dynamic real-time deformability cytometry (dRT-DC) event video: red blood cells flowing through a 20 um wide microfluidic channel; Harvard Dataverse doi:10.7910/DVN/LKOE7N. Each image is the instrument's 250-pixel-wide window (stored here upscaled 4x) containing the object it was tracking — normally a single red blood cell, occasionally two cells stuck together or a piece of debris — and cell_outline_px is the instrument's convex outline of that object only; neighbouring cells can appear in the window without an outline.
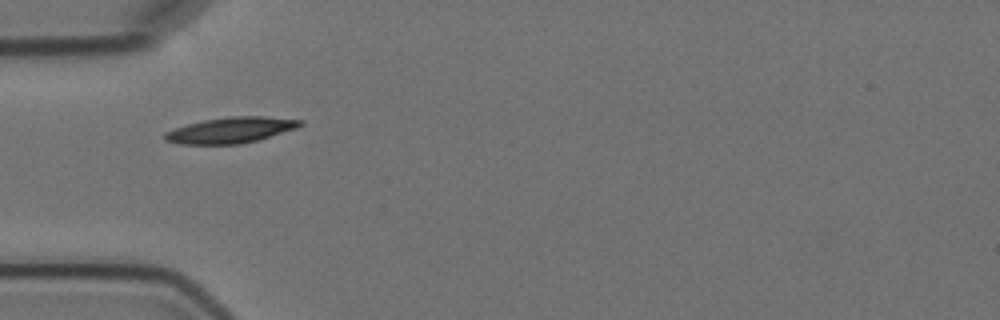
{"species": "Egyptian fruit bat (a non-hibernating species)", "species_latin": "Rousettus aegyptiacus", "temperature_condition": "cold", "stored_images_in_passage": 4, "camera_frame_rate_fps": 3000, "um_per_image_px": 0.085, "animal": {"sex": "female"}, "frame": {"image": 1, "passage_image": 1, "time_ms": 0.0, "image_size_px": [1000, 320], "cell_outline_px": [[304, 124], [296, 128], [256, 140], [240, 144], [180, 144], [164, 140], [164, 132], [188, 124], [204, 120], [228, 116], [264, 116], [304, 120]], "centroid_in_image_um": [19.62, 11.05], "position_along_channel_um": 65.4, "area_um2": 20.23}}
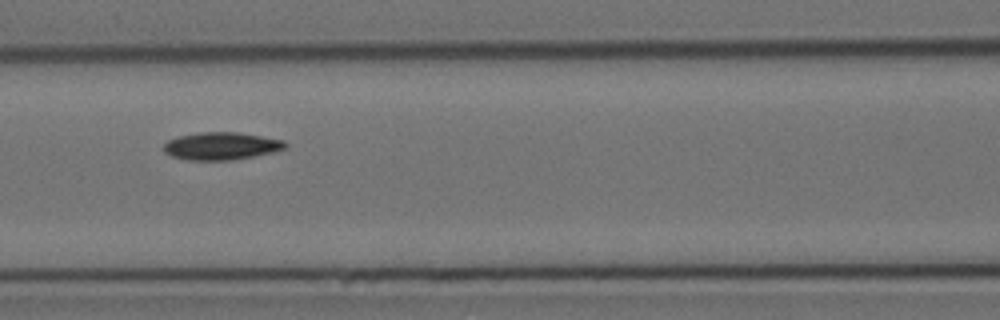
{"frame": {"image": 2, "passage_image": 3, "time_ms": 2.333, "image_size_px": [1000, 320], "cell_outline_px": [[288, 148], [272, 152], [232, 160], [188, 160], [172, 156], [164, 152], [164, 144], [168, 140], [180, 136], [200, 132], [236, 132], [284, 140], [288, 144]], "centroid_in_image_um": [18.82, 12.41], "position_along_channel_um": 147.8, "area_um2": 19.42}}
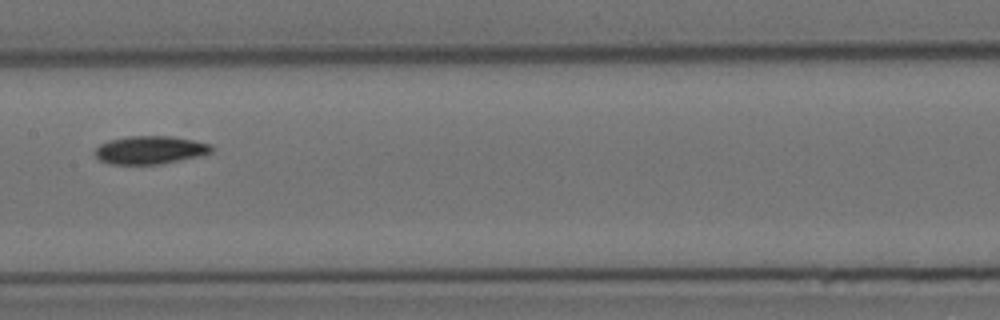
{"frame": {"image": 3, "passage_image": 4, "time_ms": 3.667, "image_size_px": [1000, 320], "cell_outline_px": [[212, 152], [200, 156], [160, 164], [108, 164], [100, 160], [92, 152], [100, 144], [108, 140], [128, 136], [172, 136], [212, 144]], "centroid_in_image_um": [12.73, 12.75], "position_along_channel_um": 194.7, "area_um2": 19.19}}